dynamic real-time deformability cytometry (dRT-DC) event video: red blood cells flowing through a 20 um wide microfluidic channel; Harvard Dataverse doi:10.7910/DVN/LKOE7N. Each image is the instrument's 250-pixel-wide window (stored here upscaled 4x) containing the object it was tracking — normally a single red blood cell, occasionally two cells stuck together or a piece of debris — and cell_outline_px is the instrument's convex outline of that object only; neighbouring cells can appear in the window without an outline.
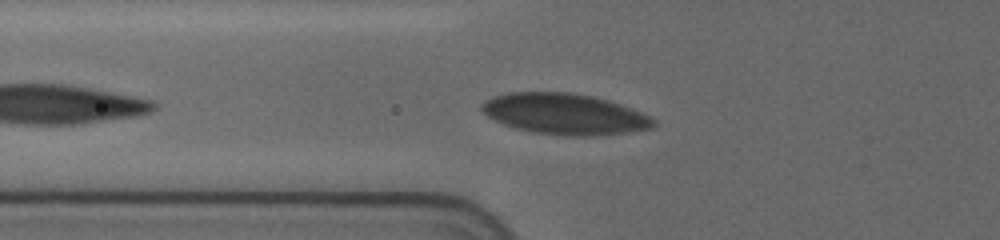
{"species": "human", "species_latin": "Homo sapiens", "temperature_condition": "cold", "stored_images_in_passage": 38, "camera_frame_rate_fps": 3000, "um_per_image_px": 0.085, "donor": {"sex": "female"}, "frame": {"image": 1, "passage_image": 2, "time_ms": 0.333, "image_size_px": [1000, 240], "cell_outline_px": [[656, 124], [652, 128], [596, 136], [564, 136], [532, 132], [516, 128], [504, 124], [488, 116], [480, 108], [480, 104], [484, 100], [492, 96], [508, 92], [568, 92], [592, 96], [608, 100], [640, 112], [656, 120]], "centroid_in_image_um": [47.95, 9.69], "position_along_channel_um": 77.8, "area_um2": 40.86}}
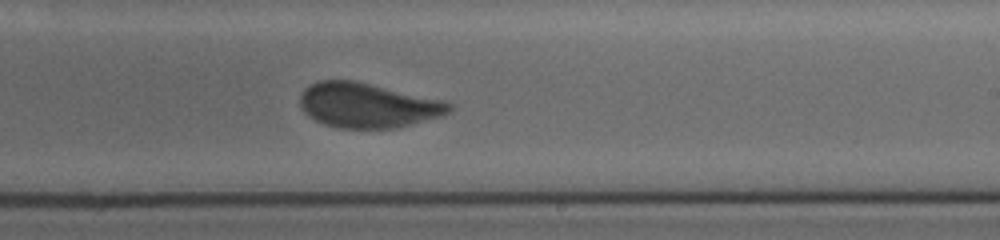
{"frame": {"image": 2, "passage_image": 14, "time_ms": 5.333, "image_size_px": [1000, 240], "cell_outline_px": [[452, 108], [448, 112], [440, 116], [396, 128], [340, 128], [324, 124], [316, 120], [304, 112], [300, 104], [300, 96], [304, 88], [320, 80], [352, 80], [444, 100], [452, 104]], "centroid_in_image_um": [31.24, 8.95], "position_along_channel_um": 257.8, "area_um2": 38.55}}
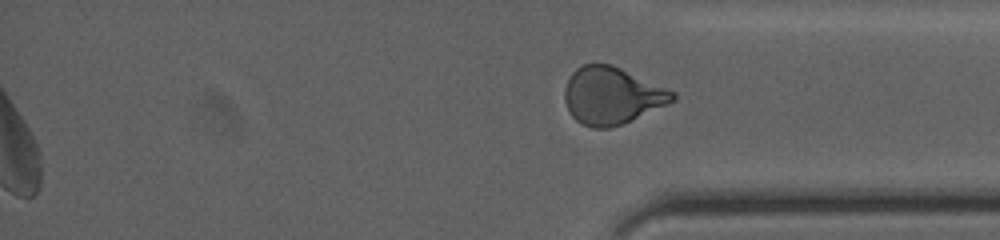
{"frame": {"image": 3, "passage_image": 38, "time_ms": 12.333, "image_size_px": [1000, 240], "cell_outline_px": [[676, 100], [668, 104], [624, 124], [608, 128], [592, 128], [576, 120], [568, 112], [564, 100], [564, 88], [572, 72], [576, 68], [584, 64], [612, 64], [668, 88], [676, 92]], "centroid_in_image_um": [52.02, 8.13], "position_along_channel_um": 383.2, "area_um2": 36.24}, "authors_computed_cell_mechanics": {"area_um2": 39.593, "velocity_mm_per_s": 3.6342, "shape_relaxation_time_tau1_ms": 9.8683, "shape_relaxation_time_tau2_ms": null, "deformation_change_tau1": 0.1726, "deformation_change_tau2": null}}